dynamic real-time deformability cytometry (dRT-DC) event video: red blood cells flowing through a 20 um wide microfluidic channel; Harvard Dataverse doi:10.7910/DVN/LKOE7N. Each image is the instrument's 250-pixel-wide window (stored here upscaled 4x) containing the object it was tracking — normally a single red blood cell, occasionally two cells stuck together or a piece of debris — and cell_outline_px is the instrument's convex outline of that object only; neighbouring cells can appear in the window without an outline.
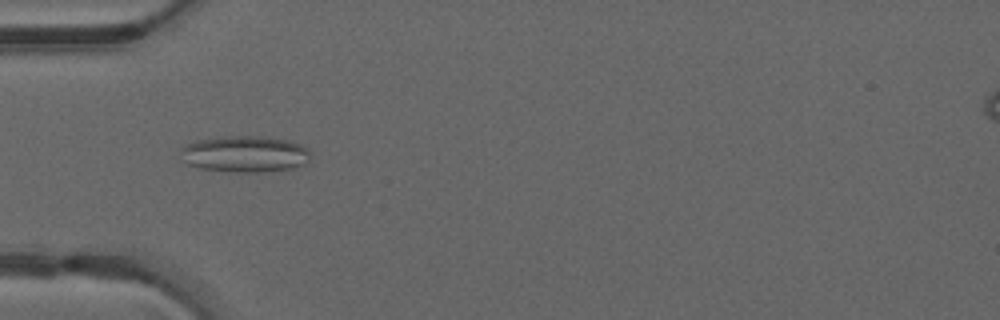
{"species": "common noctule bat (a hibernating species)", "species_latin": "Nyctalus noctula", "temperature_condition": "warm", "stored_images_in_passage": 48, "camera_frame_rate_fps": 3000, "um_per_image_px": 0.085, "animal": {"sex": "male", "forearm_length_mm": 52.5}, "frame": {"image": 1, "passage_image": 15, "time_ms": 4.667, "image_size_px": [1000, 320], "cell_outline_px": [[312, 152], [308, 164], [292, 168], [264, 172], [236, 172], [200, 168], [184, 164], [180, 160], [180, 148], [196, 140], [228, 136], [260, 136], [288, 140], [300, 144], [308, 148]], "centroid_in_image_um": [20.82, 13.1], "position_along_channel_um": 64.2, "area_um2": 28.03}}
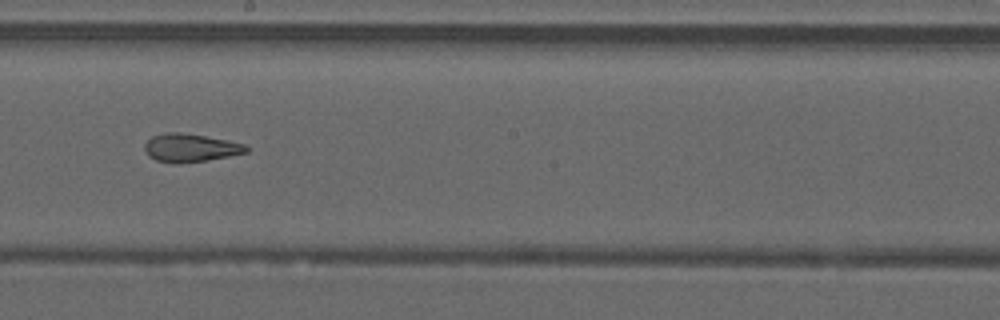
{"frame": {"image": 2, "passage_image": 27, "time_ms": 8.667, "image_size_px": [1000, 320], "cell_outline_px": [[248, 152], [228, 156], [204, 160], [176, 164], [172, 164], [156, 160], [148, 156], [144, 148], [144, 144], [152, 136], [168, 132], [180, 132], [228, 140], [244, 144], [248, 148]], "centroid_in_image_um": [16.15, 12.57], "position_along_channel_um": 232.1, "area_um2": 16.59}}
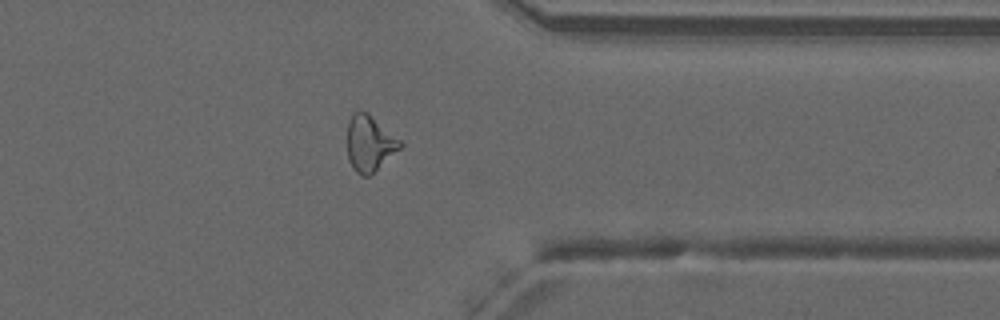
{"frame": {"image": 3, "passage_image": 38, "time_ms": 12.333, "image_size_px": [1000, 320], "cell_outline_px": [[404, 144], [400, 148], [368, 176], [360, 176], [352, 168], [348, 160], [348, 120], [352, 112], [368, 112], [400, 140]], "centroid_in_image_um": [31.39, 12.18], "position_along_channel_um": 380.0, "area_um2": 16.99}, "authors_computed_cell_mechanics": {"area_um2": 18.7561, "velocity_mm_per_s": 4.2285, "shape_relaxation_time_tau1_ms": null, "shape_relaxation_time_tau2_ms": 2.4398, "deformation_change_tau1": null, "deformation_change_tau2": 0.1181}}